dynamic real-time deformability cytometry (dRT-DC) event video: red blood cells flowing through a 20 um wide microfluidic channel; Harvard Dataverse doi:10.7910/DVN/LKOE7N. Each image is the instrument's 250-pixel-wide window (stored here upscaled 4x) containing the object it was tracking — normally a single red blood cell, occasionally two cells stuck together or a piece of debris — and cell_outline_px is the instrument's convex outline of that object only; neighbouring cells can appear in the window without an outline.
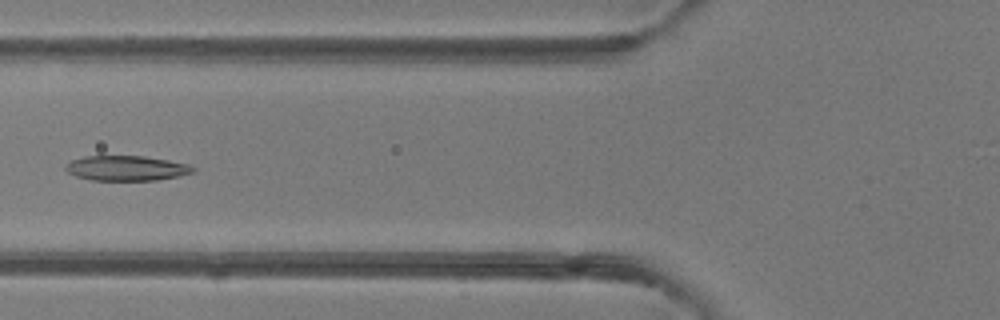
{"species": "common noctule bat (a hibernating species)", "species_latin": "Nyctalus noctula", "temperature_condition": "room temperature", "stored_images_in_passage": 5, "camera_frame_rate_fps": 3000, "um_per_image_px": 0.085, "animal": {"sex": "female"}, "frame": {"image": 1, "passage_image": 5, "time_ms": 4.667, "image_size_px": [1000, 320], "cell_outline_px": [[196, 172], [180, 176], [156, 180], [92, 180], [76, 176], [68, 172], [64, 168], [64, 164], [72, 160], [84, 156], [144, 156], [168, 160], [188, 164], [196, 168]], "centroid_in_image_um": [10.76, 14.29], "position_along_channel_um": 115.0, "area_um2": 18.67}}